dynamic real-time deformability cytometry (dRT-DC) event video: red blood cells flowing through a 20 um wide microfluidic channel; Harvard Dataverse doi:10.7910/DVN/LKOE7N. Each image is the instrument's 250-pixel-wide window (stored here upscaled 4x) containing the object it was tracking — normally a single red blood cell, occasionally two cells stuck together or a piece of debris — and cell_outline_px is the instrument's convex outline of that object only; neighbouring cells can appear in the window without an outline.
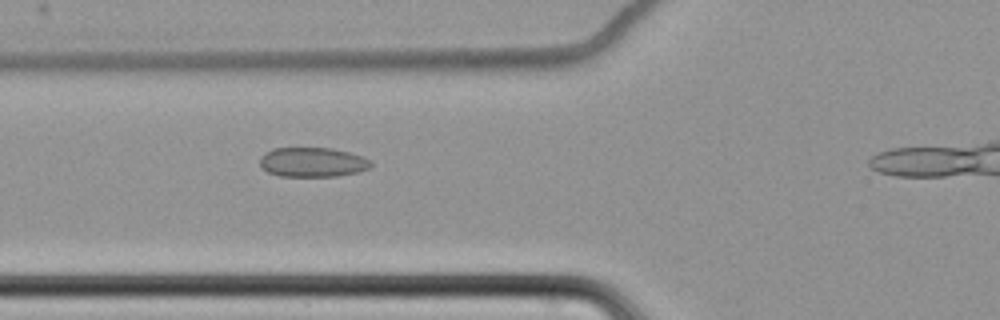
{"species": "common noctule bat (a hibernating species)", "species_latin": "Nyctalus noctula", "temperature_condition": "cold", "stored_images_in_passage": 45, "camera_frame_rate_fps": 3000, "um_per_image_px": 0.085, "animal": {"sex": "female", "body_mass_g": 22.7, "forearm_length_mm": 54.2}, "frame": {"image": 1, "passage_image": 16, "time_ms": 5.0, "image_size_px": [1000, 320], "cell_outline_px": [[372, 164], [368, 168], [360, 172], [336, 176], [280, 176], [268, 172], [260, 168], [260, 156], [264, 152], [272, 148], [332, 148], [348, 152], [372, 160]], "centroid_in_image_um": [26.53, 13.78], "position_along_channel_um": 99.3, "area_um2": 19.25}}
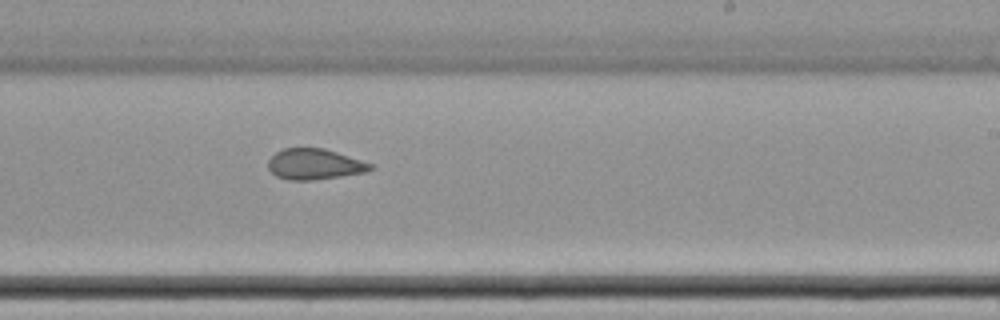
{"frame": {"image": 2, "passage_image": 30, "time_ms": 9.667, "image_size_px": [1000, 320], "cell_outline_px": [[376, 168], [364, 172], [340, 176], [312, 180], [288, 180], [276, 176], [268, 168], [268, 160], [276, 152], [284, 148], [324, 148], [372, 164]], "centroid_in_image_um": [26.71, 13.96], "position_along_channel_um": 262.3, "area_um2": 18.15}}
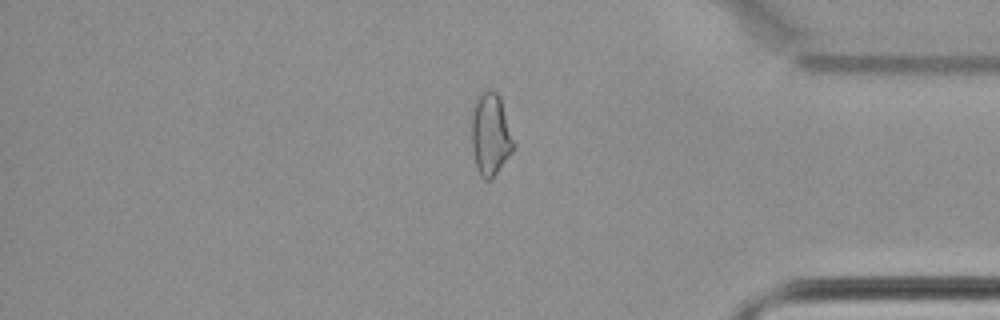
{"frame": {"image": 3, "passage_image": 43, "time_ms": 14.0, "image_size_px": [1000, 320], "cell_outline_px": [[516, 144], [512, 152], [496, 172], [488, 180], [484, 180], [480, 176], [476, 168], [472, 148], [472, 108], [476, 100], [484, 92], [496, 92], [500, 96]], "centroid_in_image_um": [41.7, 11.44], "position_along_channel_um": 393.5, "area_um2": 19.94}}